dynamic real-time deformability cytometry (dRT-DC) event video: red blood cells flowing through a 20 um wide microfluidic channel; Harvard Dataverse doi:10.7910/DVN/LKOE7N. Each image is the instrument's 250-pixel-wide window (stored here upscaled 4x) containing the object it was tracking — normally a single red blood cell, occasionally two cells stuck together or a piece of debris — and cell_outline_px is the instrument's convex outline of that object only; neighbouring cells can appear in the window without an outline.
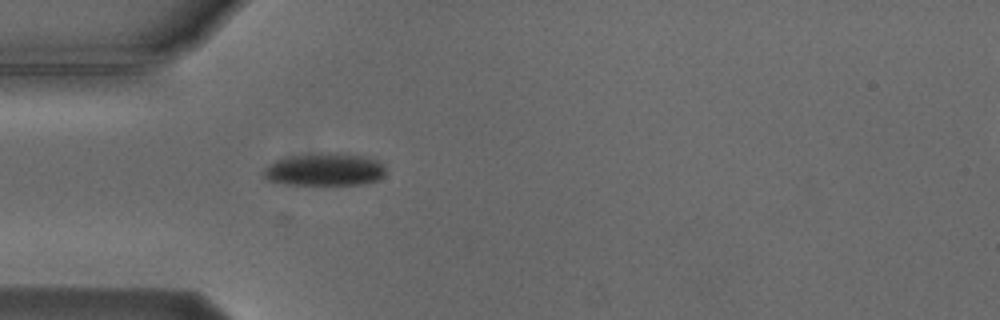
{"species": "Egyptian fruit bat (a non-hibernating species)", "species_latin": "Rousettus aegyptiacus", "temperature_condition": "cold", "stored_images_in_passage": 2, "camera_frame_rate_fps": 3000, "um_per_image_px": 0.085, "animal": {"sex": "male"}, "frame": {"image": 1, "passage_image": 2, "time_ms": 1.0, "image_size_px": [1000, 320], "cell_outline_px": [[384, 176], [380, 180], [360, 184], [284, 184], [268, 180], [260, 172], [268, 164], [276, 160], [296, 156], [320, 152], [336, 152], [360, 156], [380, 160], [384, 164]], "centroid_in_image_um": [27.6, 14.4], "position_along_channel_um": 57.4, "area_um2": 23.29}}